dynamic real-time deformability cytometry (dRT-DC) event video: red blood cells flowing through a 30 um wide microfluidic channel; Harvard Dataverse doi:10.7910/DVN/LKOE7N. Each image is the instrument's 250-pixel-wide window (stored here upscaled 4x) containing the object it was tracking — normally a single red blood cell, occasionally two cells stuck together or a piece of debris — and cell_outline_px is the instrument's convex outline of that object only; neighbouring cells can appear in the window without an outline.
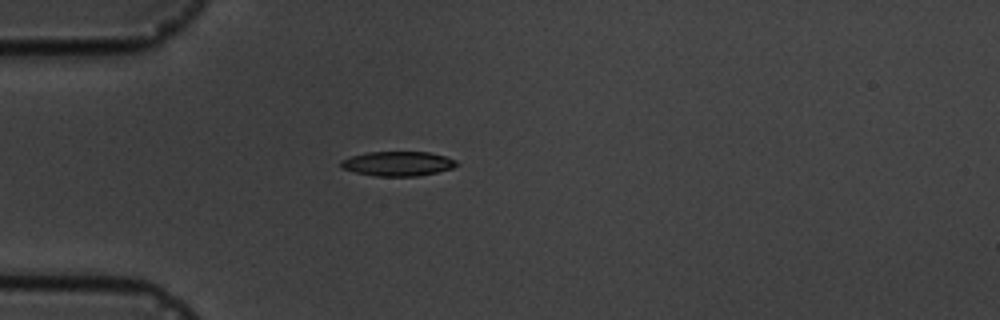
{"species": "common noctule bat (a hibernating species)", "species_latin": "Nyctalus noctula", "temperature_condition": "cold", "stored_images_in_passage": 3, "camera_frame_rate_fps": 3000, "um_per_image_px": 0.085, "animal": {"sex": "male", "body_mass_g": 19.5, "forearm_length_mm": 54.6}, "frame": {"image": 1, "passage_image": 3, "time_ms": 3.0, "image_size_px": [1000, 320], "cell_outline_px": [[460, 164], [452, 168], [436, 172], [416, 176], [376, 176], [356, 172], [340, 168], [340, 160], [352, 156], [368, 152], [428, 152], [444, 156], [456, 160]], "centroid_in_image_um": [33.8, 13.91], "position_along_channel_um": 51.2, "area_um2": 16.47}}